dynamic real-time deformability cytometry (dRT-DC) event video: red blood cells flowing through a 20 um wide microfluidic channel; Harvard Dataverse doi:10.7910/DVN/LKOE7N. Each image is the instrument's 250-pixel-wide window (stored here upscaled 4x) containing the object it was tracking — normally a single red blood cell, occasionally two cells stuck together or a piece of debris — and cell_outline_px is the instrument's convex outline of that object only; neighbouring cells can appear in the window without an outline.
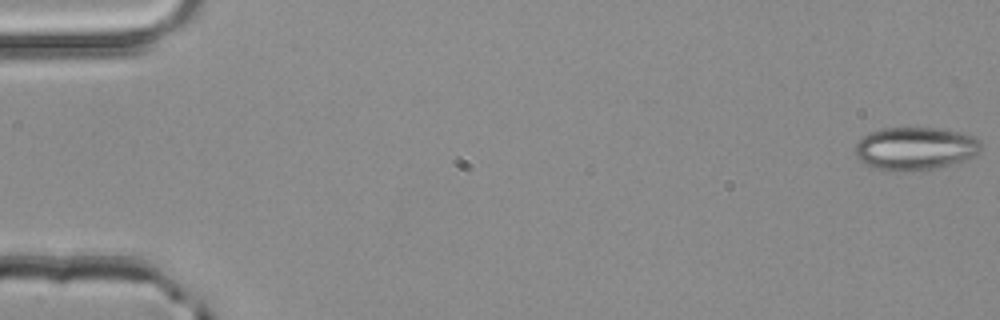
{"species": "common noctule bat (a hibernating species)", "species_latin": "Nyctalus noctula", "temperature_condition": "room temperature", "stored_images_in_passage": 52, "camera_frame_rate_fps": 3000, "um_per_image_px": 0.085, "animal": {"sex": "male", "body_mass_g": 20.4}, "frame": {"image": 1, "passage_image": 1, "time_ms": 0.0, "image_size_px": [1000, 320], "cell_outline_px": [[984, 144], [980, 152], [976, 156], [968, 160], [936, 168], [876, 168], [860, 160], [856, 156], [856, 144], [864, 136], [872, 132], [884, 128], [940, 128], [968, 132], [980, 140]], "centroid_in_image_um": [77.95, 12.56], "position_along_channel_um": 7.1, "area_um2": 31.04}}
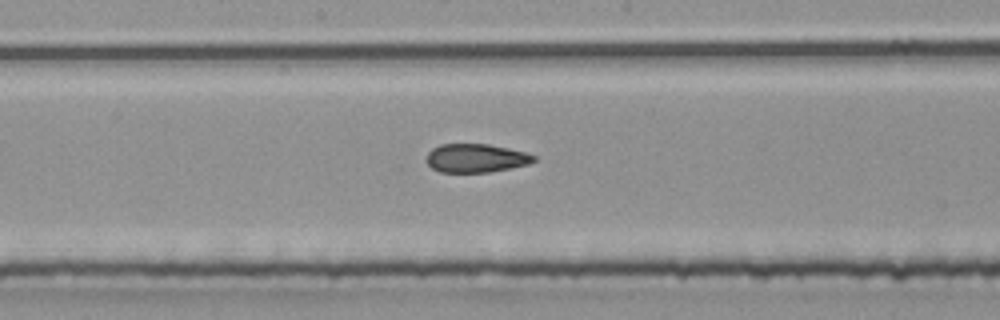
{"frame": {"image": 2, "passage_image": 28, "time_ms": 9.0, "image_size_px": [1000, 320], "cell_outline_px": [[536, 160], [528, 164], [488, 172], [440, 172], [432, 168], [424, 160], [428, 152], [432, 148], [440, 144], [488, 144], [508, 148], [524, 152], [536, 156]], "centroid_in_image_um": [40.4, 13.43], "position_along_channel_um": 207.8, "area_um2": 17.86}}
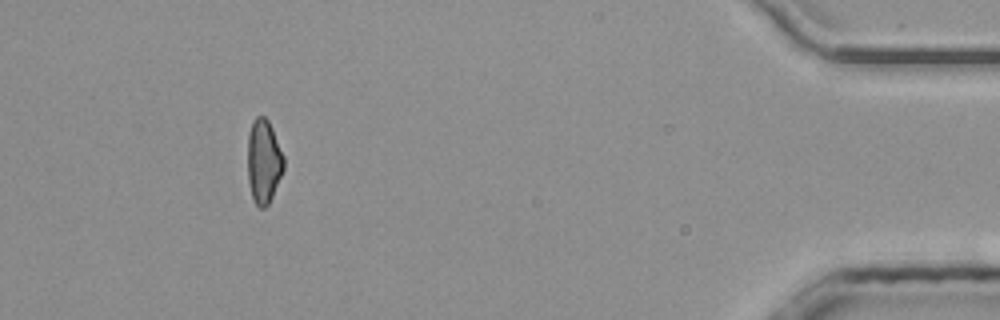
{"frame": {"image": 3, "passage_image": 48, "time_ms": 15.667, "image_size_px": [1000, 320], "cell_outline_px": [[284, 168], [272, 196], [268, 204], [264, 208], [260, 208], [252, 200], [248, 180], [248, 136], [252, 120], [256, 116], [264, 116], [268, 120], [272, 128], [284, 156]], "centroid_in_image_um": [22.4, 13.71], "position_along_channel_um": 412.8, "area_um2": 17.69}, "authors_computed_cell_mechanics": {"area_um2": 18.785, "velocity_mm_per_s": 4.0696, "shape_relaxation_time_tau1_ms": null, "shape_relaxation_time_tau2_ms": 4.9492, "deformation_change_tau1": null, "deformation_change_tau2": 0.1336}}